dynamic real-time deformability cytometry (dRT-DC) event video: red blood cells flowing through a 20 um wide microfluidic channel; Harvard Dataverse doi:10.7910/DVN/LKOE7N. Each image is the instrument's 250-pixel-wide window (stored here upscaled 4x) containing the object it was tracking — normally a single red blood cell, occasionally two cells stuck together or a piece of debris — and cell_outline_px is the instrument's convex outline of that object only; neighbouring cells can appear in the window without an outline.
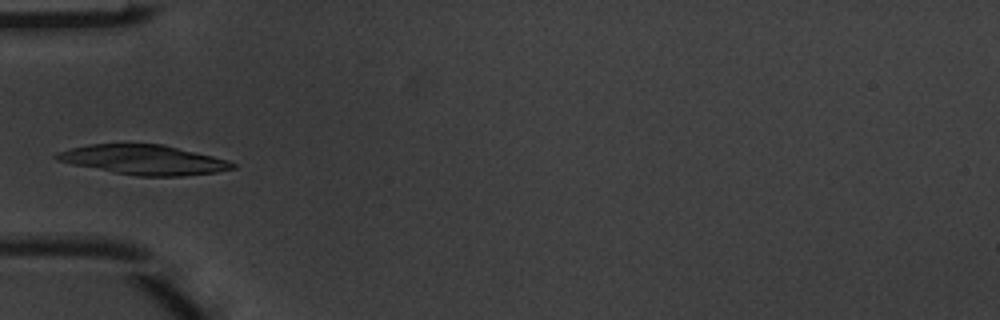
{"species": "common noctule bat (a hibernating species)", "species_latin": "Nyctalus noctula", "temperature_condition": "warm", "stored_images_in_passage": 5, "camera_frame_rate_fps": 3000, "um_per_image_px": 0.085, "animal": {"sex": "male", "body_mass_g": 20.1, "forearm_length_mm": 53.5}, "frame": {"image": 1, "passage_image": 4, "time_ms": 1.0, "image_size_px": [1000, 320], "cell_outline_px": [[236, 168], [216, 172], [180, 176], [136, 176], [72, 164], [56, 160], [52, 156], [56, 152], [72, 148], [92, 144], [164, 144], [228, 160], [236, 164]], "centroid_in_image_um": [12.22, 13.58], "position_along_channel_um": 72.8, "area_um2": 30.23}}